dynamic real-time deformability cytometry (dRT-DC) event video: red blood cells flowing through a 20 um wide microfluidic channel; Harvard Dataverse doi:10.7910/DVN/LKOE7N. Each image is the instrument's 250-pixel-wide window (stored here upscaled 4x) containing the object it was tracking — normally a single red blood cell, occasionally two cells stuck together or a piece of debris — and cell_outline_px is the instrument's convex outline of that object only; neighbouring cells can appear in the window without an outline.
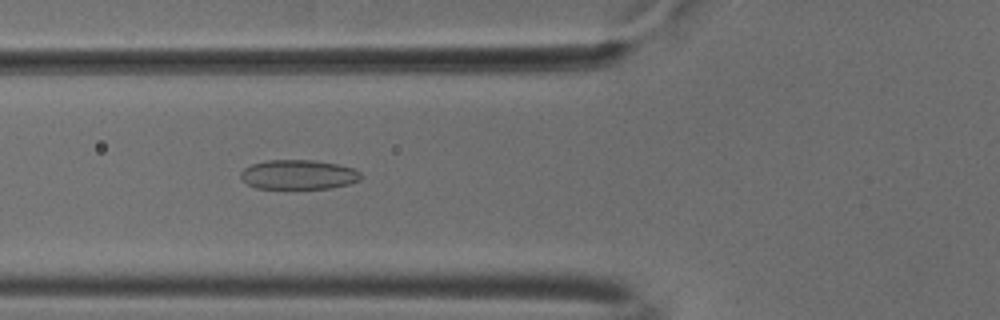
{"species": "common noctule bat (a hibernating species)", "species_latin": "Nyctalus noctula", "temperature_condition": "cold", "stored_images_in_passage": 46, "camera_frame_rate_fps": 3000, "um_per_image_px": 0.085, "animal": {"sex": "male", "body_mass_g": 18.8}, "frame": {"image": 1, "passage_image": 13, "time_ms": 4.0, "image_size_px": [1000, 320], "cell_outline_px": [[360, 180], [348, 184], [328, 188], [256, 188], [248, 184], [240, 176], [240, 172], [244, 168], [252, 164], [268, 160], [312, 160], [336, 164], [352, 168], [360, 172]], "centroid_in_image_um": [25.35, 14.84], "position_along_channel_um": 100.5, "area_um2": 20.4}}
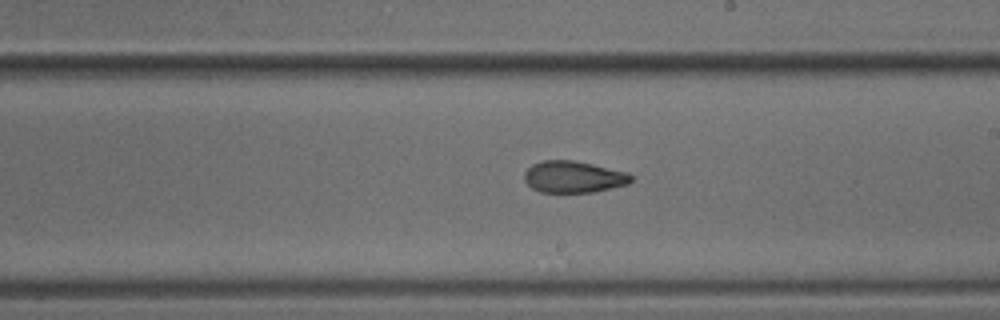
{"frame": {"image": 2, "passage_image": 24, "time_ms": 7.667, "image_size_px": [1000, 320], "cell_outline_px": [[632, 180], [628, 184], [592, 192], [540, 192], [532, 188], [524, 180], [524, 172], [532, 164], [544, 160], [572, 160], [592, 164], [628, 172], [632, 176]], "centroid_in_image_um": [48.73, 15.03], "position_along_channel_um": 240.3, "area_um2": 19.65}}
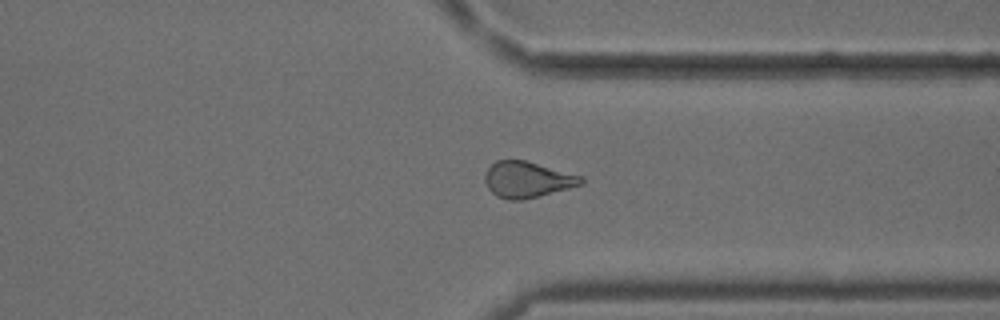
{"frame": {"image": 3, "passage_image": 34, "time_ms": 11.0, "image_size_px": [1000, 320], "cell_outline_px": [[584, 184], [520, 200], [508, 200], [496, 196], [488, 188], [484, 180], [484, 172], [496, 160], [524, 160], [584, 176]], "centroid_in_image_um": [44.81, 15.25], "position_along_channel_um": 366.6, "area_um2": 20.11}, "authors_computed_cell_mechanics": {"area_um2": 20.519, "velocity_mm_per_s": 3.7984, "shape_relaxation_time_tau1_ms": 8.5568, "shape_relaxation_time_tau2_ms": 3.1739, "deformation_change_tau1": 0.1565, "deformation_change_tau2": 0.1106}}